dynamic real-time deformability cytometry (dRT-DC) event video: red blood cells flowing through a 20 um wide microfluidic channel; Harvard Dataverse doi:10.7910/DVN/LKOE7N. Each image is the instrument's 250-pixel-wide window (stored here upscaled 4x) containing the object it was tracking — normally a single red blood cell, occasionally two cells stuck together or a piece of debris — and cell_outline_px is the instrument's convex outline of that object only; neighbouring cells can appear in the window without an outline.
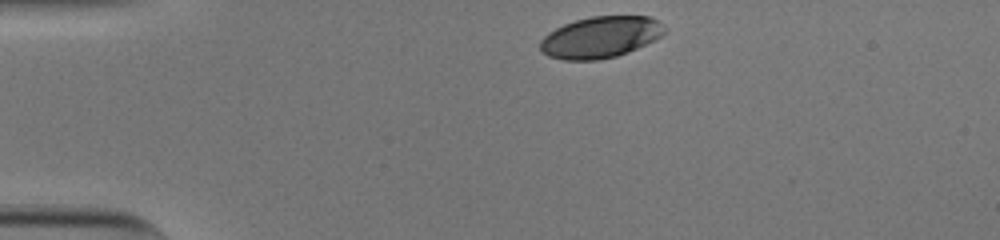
{"species": "human", "species_latin": "Homo sapiens", "temperature_condition": "cold", "stored_images_in_passage": 34, "camera_frame_rate_fps": 3000, "um_per_image_px": 0.085, "donor": {"sex": "male"}, "frame": {"image": 1, "passage_image": 1, "time_ms": 0.0, "image_size_px": [1000, 240], "cell_outline_px": [[668, 28], [656, 40], [628, 52], [616, 56], [596, 60], [564, 60], [548, 56], [540, 52], [540, 40], [548, 32], [564, 24], [576, 20], [592, 16], [648, 16], [664, 24]], "centroid_in_image_um": [51.04, 3.16], "position_along_channel_um": 34.0, "area_um2": 30.17}}
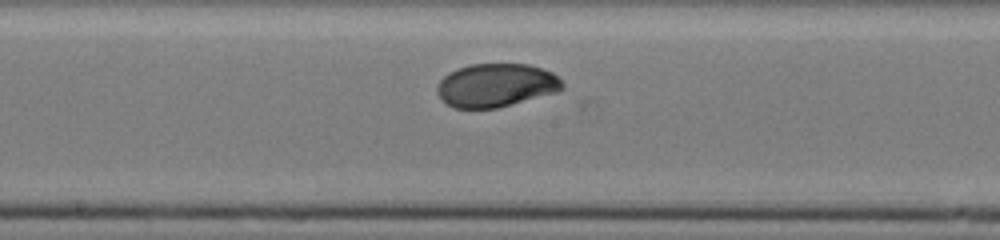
{"frame": {"image": 2, "passage_image": 19, "time_ms": 6.0, "image_size_px": [1000, 240], "cell_outline_px": [[564, 88], [556, 92], [496, 108], [456, 108], [444, 104], [440, 100], [436, 92], [436, 84], [448, 72], [456, 68], [472, 64], [528, 64], [552, 72], [564, 84]], "centroid_in_image_um": [42.09, 7.25], "position_along_channel_um": 206.1, "area_um2": 31.79}}
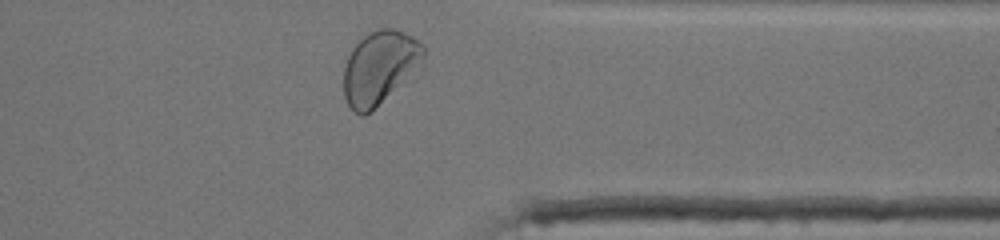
{"frame": {"image": 3, "passage_image": 33, "time_ms": 10.667, "image_size_px": [1000, 240], "cell_outline_px": [[424, 56], [404, 80], [372, 112], [364, 116], [360, 116], [352, 112], [344, 96], [344, 68], [348, 56], [352, 48], [368, 32], [376, 28], [392, 28], [404, 32], [412, 36], [424, 44]], "centroid_in_image_um": [32.21, 5.73], "position_along_channel_um": 379.2, "area_um2": 33.64}, "authors_computed_cell_mechanics": {"area_um2": 31.79, "velocity_mm_per_s": 3.7963, "shape_relaxation_time_tau1_ms": 4.2676, "shape_relaxation_time_tau2_ms": null, "deformation_change_tau1": 0.1521, "deformation_change_tau2": null}}